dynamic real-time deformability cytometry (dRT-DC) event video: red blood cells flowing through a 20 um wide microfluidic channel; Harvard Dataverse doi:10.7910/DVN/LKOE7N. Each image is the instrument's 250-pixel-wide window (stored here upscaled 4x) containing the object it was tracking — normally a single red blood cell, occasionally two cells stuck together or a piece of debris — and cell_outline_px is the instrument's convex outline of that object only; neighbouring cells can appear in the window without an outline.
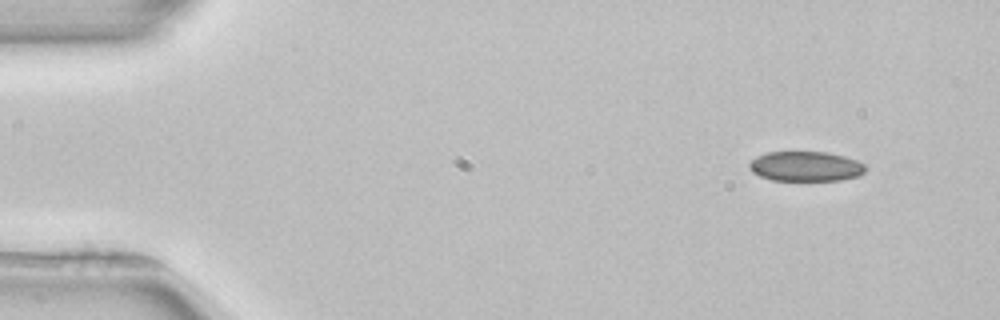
{"species": "common noctule bat (a hibernating species)", "species_latin": "Nyctalus noctula", "temperature_condition": "room temperature", "stored_images_in_passage": 48, "camera_frame_rate_fps": 3000, "um_per_image_px": 0.085, "animal": {"sex": "female", "body_mass_g": 22.7, "forearm_length_mm": 54.2}, "frame": {"image": 1, "passage_image": 1, "time_ms": 0.0, "image_size_px": [1000, 320], "cell_outline_px": [[864, 172], [860, 176], [840, 180], [772, 180], [760, 176], [752, 172], [748, 168], [748, 164], [756, 156], [768, 152], [824, 152], [844, 156], [856, 160], [864, 164]], "centroid_in_image_um": [68.46, 14.14], "position_along_channel_um": 16.5, "area_um2": 20.17}}
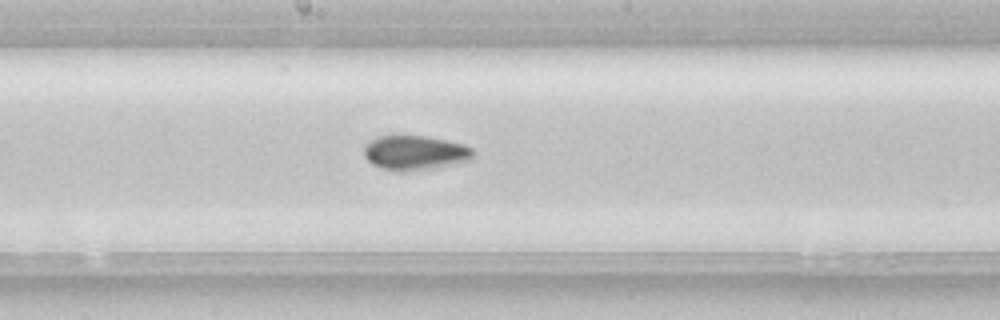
{"frame": {"image": 2, "passage_image": 24, "time_ms": 7.667, "image_size_px": [1000, 320], "cell_outline_px": [[472, 160], [432, 168], [404, 172], [380, 168], [372, 164], [364, 156], [364, 148], [376, 136], [424, 136], [464, 144], [472, 148]], "centroid_in_image_um": [35.26, 12.99], "position_along_channel_um": 212.9, "area_um2": 21.73}}
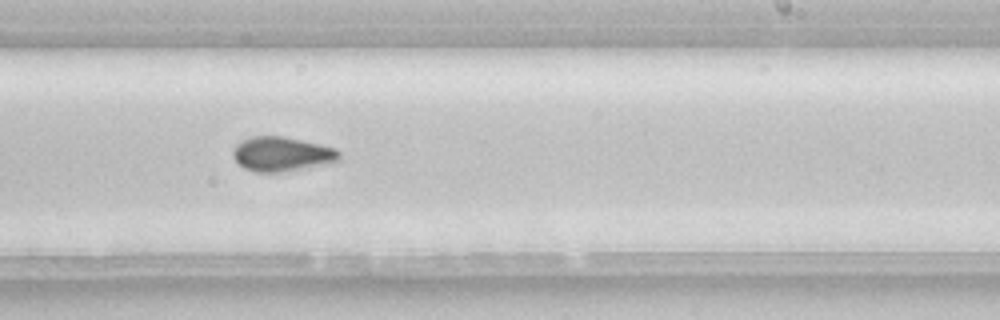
{"frame": {"image": 3, "passage_image": 28, "time_ms": 9.0, "image_size_px": [1000, 320], "cell_outline_px": [[340, 160], [276, 172], [256, 172], [244, 168], [232, 156], [232, 152], [236, 144], [252, 136], [284, 136], [320, 144], [336, 148], [340, 152]], "centroid_in_image_um": [23.92, 13.07], "position_along_channel_um": 265.1, "area_um2": 20.87}}